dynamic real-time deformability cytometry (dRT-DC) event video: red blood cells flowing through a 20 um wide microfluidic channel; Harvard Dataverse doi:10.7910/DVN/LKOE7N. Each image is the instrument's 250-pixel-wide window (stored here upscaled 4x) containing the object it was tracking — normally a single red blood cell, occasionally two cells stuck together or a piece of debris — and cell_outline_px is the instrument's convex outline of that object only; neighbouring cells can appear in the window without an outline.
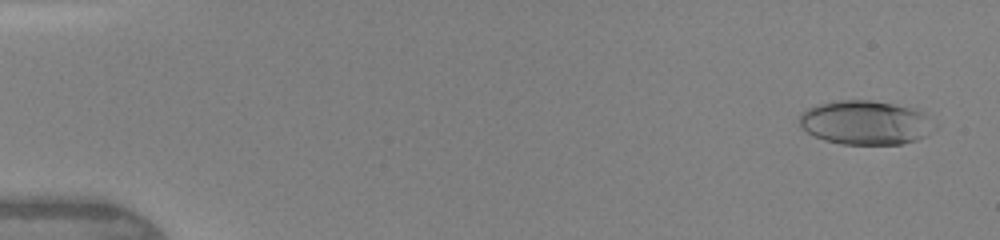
{"species": "human", "species_latin": "Homo sapiens", "temperature_condition": "warm", "stored_images_in_passage": 47, "camera_frame_rate_fps": 3000, "um_per_image_px": 0.085, "donor": {"sex": "female"}, "frame": {"image": 1, "passage_image": 3, "time_ms": 0.667, "image_size_px": [1000, 240], "cell_outline_px": [[936, 128], [924, 136], [916, 140], [900, 144], [840, 144], [824, 140], [800, 128], [800, 112], [816, 104], [840, 100], [872, 100], [916, 108], [924, 112], [936, 124]], "centroid_in_image_um": [73.58, 10.41], "position_along_channel_um": 11.4, "area_um2": 34.97}}
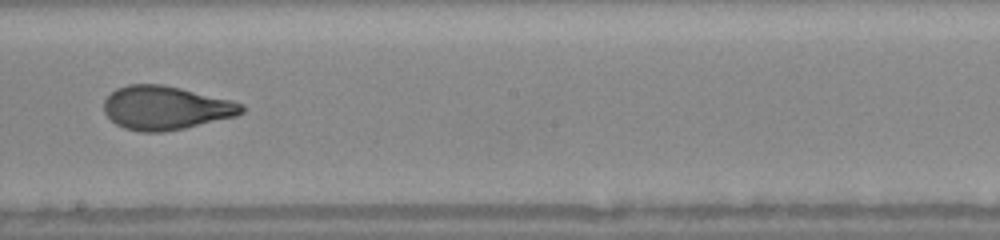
{"frame": {"image": 2, "passage_image": 28, "time_ms": 9.0, "image_size_px": [1000, 240], "cell_outline_px": [[244, 112], [236, 116], [184, 128], [164, 132], [140, 132], [124, 128], [116, 124], [104, 112], [104, 100], [116, 88], [128, 84], [164, 84], [232, 100], [244, 104]], "centroid_in_image_um": [14.09, 9.16], "position_along_channel_um": 234.1, "area_um2": 35.14}}
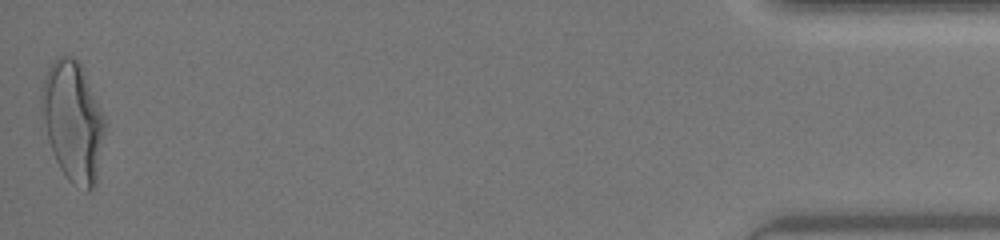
{"frame": {"image": 3, "passage_image": 47, "time_ms": 15.333, "image_size_px": [1000, 240], "cell_outline_px": [[104, 132], [96, 180], [92, 188], [88, 192], [68, 180], [60, 168], [56, 160], [48, 140], [40, 100], [40, 88], [48, 68], [56, 56], [72, 56], [80, 64], [84, 72], [104, 116]], "centroid_in_image_um": [6.17, 10.28], "position_along_channel_um": 429.0, "area_um2": 43.52}, "authors_computed_cell_mechanics": {"area_um2": 34.969, "velocity_mm_per_s": 4.3893, "shape_relaxation_time_tau1_ms": 6.0342, "shape_relaxation_time_tau2_ms": 0.8906, "deformation_change_tau1": 0.2481, "deformation_change_tau2": 0.0775}}